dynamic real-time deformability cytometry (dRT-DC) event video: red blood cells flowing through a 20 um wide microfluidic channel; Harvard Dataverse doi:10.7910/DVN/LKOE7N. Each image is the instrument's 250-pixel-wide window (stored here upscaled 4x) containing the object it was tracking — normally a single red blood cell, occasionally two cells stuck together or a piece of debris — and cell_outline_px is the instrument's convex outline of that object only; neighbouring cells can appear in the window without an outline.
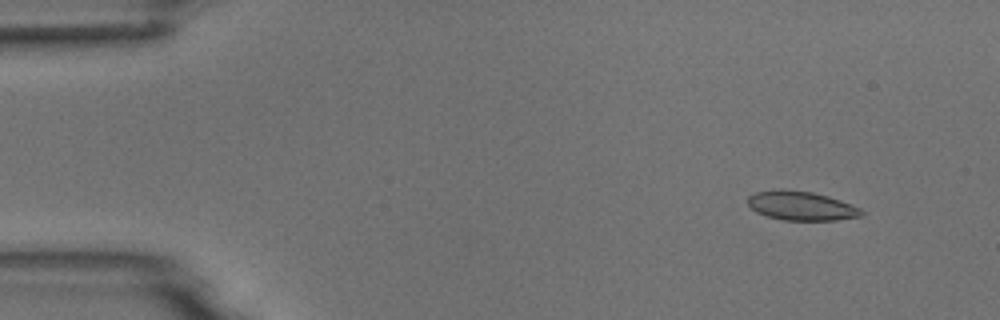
{"species": "common noctule bat (a hibernating species)", "species_latin": "Nyctalus noctula", "temperature_condition": "room temperature", "stored_images_in_passage": 5, "camera_frame_rate_fps": 3000, "um_per_image_px": 0.085, "animal": {"sex": "male", "body_mass_g": 18.8}, "frame": {"image": 1, "passage_image": 1, "time_ms": 0.0, "image_size_px": [1000, 320], "cell_outline_px": [[864, 216], [836, 220], [784, 220], [768, 216], [756, 212], [748, 204], [748, 196], [756, 192], [812, 192], [828, 196], [840, 200], [860, 208], [864, 212]], "centroid_in_image_um": [68.18, 17.54], "position_along_channel_um": 16.8, "area_um2": 18.5}}
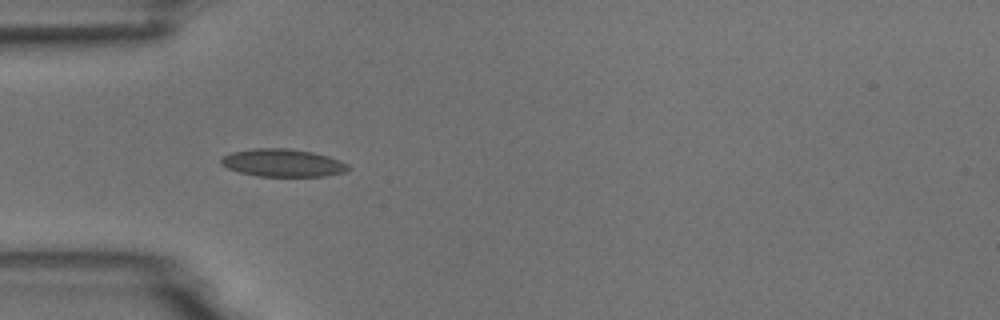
{"frame": {"image": 2, "passage_image": 4, "time_ms": 3.667, "image_size_px": [1000, 320], "cell_outline_px": [[352, 168], [344, 172], [324, 176], [256, 176], [240, 172], [228, 168], [220, 164], [220, 160], [224, 156], [232, 152], [252, 148], [288, 148], [312, 152], [328, 156], [340, 160], [348, 164]], "centroid_in_image_um": [24.05, 13.84], "position_along_channel_um": 61.0, "area_um2": 20.58}}